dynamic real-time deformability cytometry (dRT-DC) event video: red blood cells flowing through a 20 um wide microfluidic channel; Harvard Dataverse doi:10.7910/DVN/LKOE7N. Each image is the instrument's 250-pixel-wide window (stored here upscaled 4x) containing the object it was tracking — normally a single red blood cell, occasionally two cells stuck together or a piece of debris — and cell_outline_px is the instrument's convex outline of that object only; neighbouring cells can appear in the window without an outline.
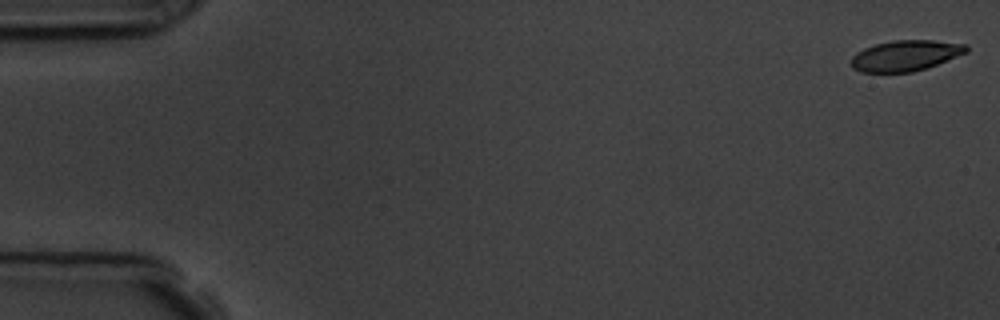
{"species": "common noctule bat (a hibernating species)", "species_latin": "Nyctalus noctula", "temperature_condition": "room temperature", "stored_images_in_passage": 12, "camera_frame_rate_fps": 3000, "um_per_image_px": 0.085, "animal": {"sex": "male", "body_mass_g": 19.5, "forearm_length_mm": 54.6}, "frame": {"image": 1, "passage_image": 1, "time_ms": 0.0, "image_size_px": [1000, 320], "cell_outline_px": [[968, 52], [936, 64], [912, 72], [860, 72], [852, 68], [852, 56], [856, 52], [864, 48], [876, 44], [892, 40], [932, 40], [968, 44]], "centroid_in_image_um": [76.96, 4.71], "position_along_channel_um": 8.0, "area_um2": 20.52}}